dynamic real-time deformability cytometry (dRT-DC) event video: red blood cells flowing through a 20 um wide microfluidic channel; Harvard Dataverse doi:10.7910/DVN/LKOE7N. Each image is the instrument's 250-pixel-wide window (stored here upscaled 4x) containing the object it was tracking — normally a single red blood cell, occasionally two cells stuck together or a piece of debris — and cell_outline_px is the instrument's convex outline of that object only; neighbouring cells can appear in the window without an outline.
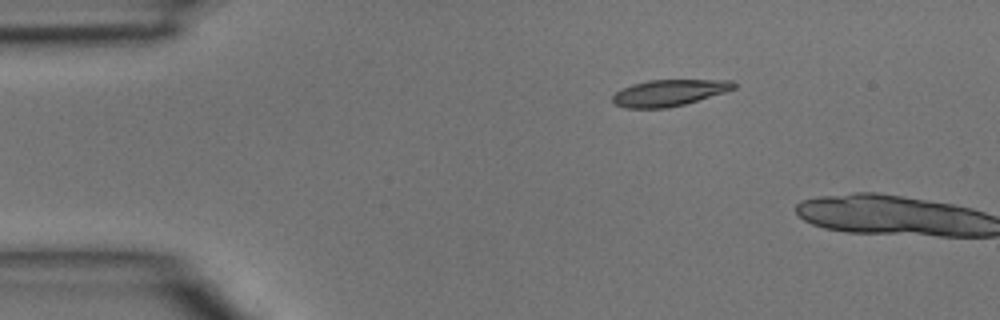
{"species": "common noctule bat (a hibernating species)", "species_latin": "Nyctalus noctula", "temperature_condition": "room temperature", "stored_images_in_passage": 3, "camera_frame_rate_fps": 3000, "um_per_image_px": 0.085, "animal": {"sex": "male", "body_mass_g": 15.6}, "frame": {"image": 1, "passage_image": 1, "time_ms": 0.0, "image_size_px": [1000, 320], "cell_outline_px": [[736, 88], [724, 92], [684, 104], [668, 108], [624, 108], [616, 104], [612, 100], [612, 96], [616, 92], [632, 84], [648, 80], [732, 80], [736, 84]], "centroid_in_image_um": [56.86, 7.88], "position_along_channel_um": 28.1, "area_um2": 18.5}}